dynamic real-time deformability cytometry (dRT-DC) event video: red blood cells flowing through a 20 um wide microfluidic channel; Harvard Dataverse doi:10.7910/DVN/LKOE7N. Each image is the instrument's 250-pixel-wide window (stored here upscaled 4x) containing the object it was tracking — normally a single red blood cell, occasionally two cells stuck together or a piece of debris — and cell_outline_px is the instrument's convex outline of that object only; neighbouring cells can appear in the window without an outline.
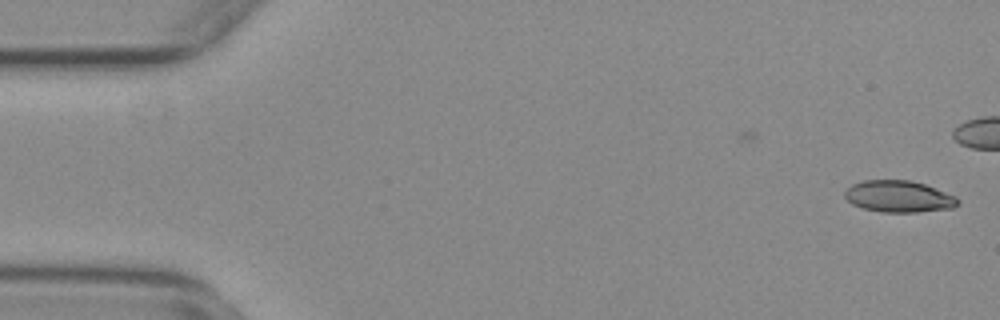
{"species": "common noctule bat (a hibernating species)", "species_latin": "Nyctalus noctula", "temperature_condition": "warm", "stored_images_in_passage": 43, "camera_frame_rate_fps": 3000, "um_per_image_px": 0.085, "animal": {"sex": "female", "body_mass_g": 29.2, "forearm_length_mm": 56.3}, "frame": {"image": 1, "passage_image": 1, "time_ms": 0.0, "image_size_px": [1000, 320], "cell_outline_px": [[960, 204], [952, 208], [916, 212], [884, 212], [864, 208], [852, 204], [844, 196], [844, 192], [852, 184], [864, 180], [912, 180], [924, 184], [956, 196], [960, 200]], "centroid_in_image_um": [76.41, 16.69], "position_along_channel_um": 8.6, "area_um2": 20.81}}
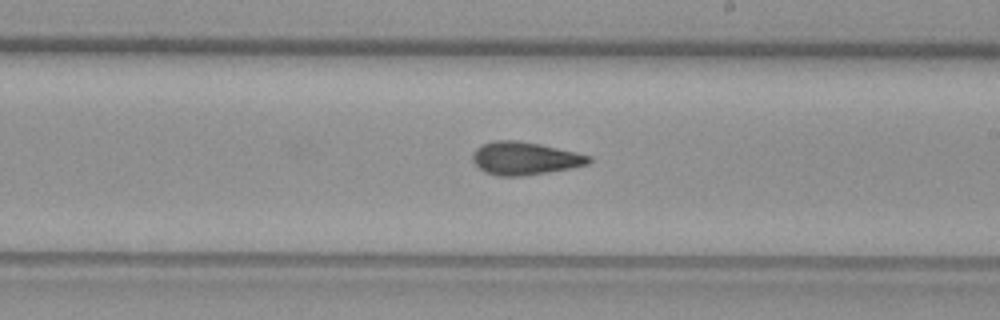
{"frame": {"image": 2, "passage_image": 31, "time_ms": 10.0, "image_size_px": [1000, 320], "cell_outline_px": [[592, 160], [588, 164], [572, 168], [524, 176], [496, 176], [484, 172], [472, 160], [472, 152], [476, 148], [484, 144], [496, 140], [516, 140], [540, 144], [576, 152], [592, 156]], "centroid_in_image_um": [44.61, 13.47], "position_along_channel_um": 244.4, "area_um2": 22.37}}
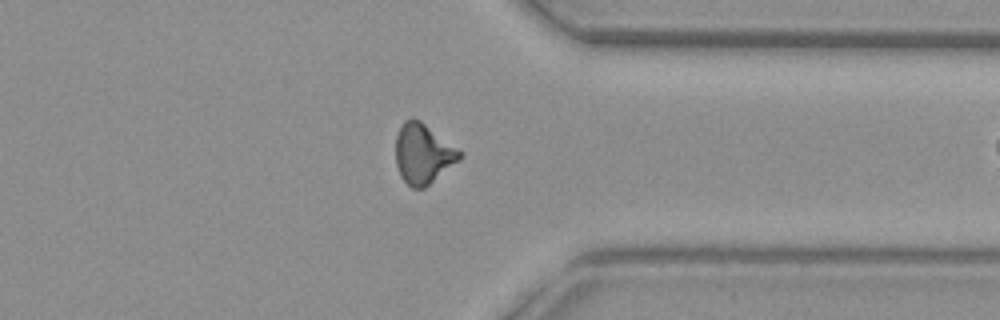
{"frame": {"image": 3, "passage_image": 42, "time_ms": 13.667, "image_size_px": [1000, 320], "cell_outline_px": [[464, 152], [460, 160], [424, 188], [412, 188], [400, 176], [396, 164], [396, 136], [404, 120], [412, 116], [420, 120]], "centroid_in_image_um": [35.97, 13.05], "position_along_channel_um": 375.4, "area_um2": 22.48}}